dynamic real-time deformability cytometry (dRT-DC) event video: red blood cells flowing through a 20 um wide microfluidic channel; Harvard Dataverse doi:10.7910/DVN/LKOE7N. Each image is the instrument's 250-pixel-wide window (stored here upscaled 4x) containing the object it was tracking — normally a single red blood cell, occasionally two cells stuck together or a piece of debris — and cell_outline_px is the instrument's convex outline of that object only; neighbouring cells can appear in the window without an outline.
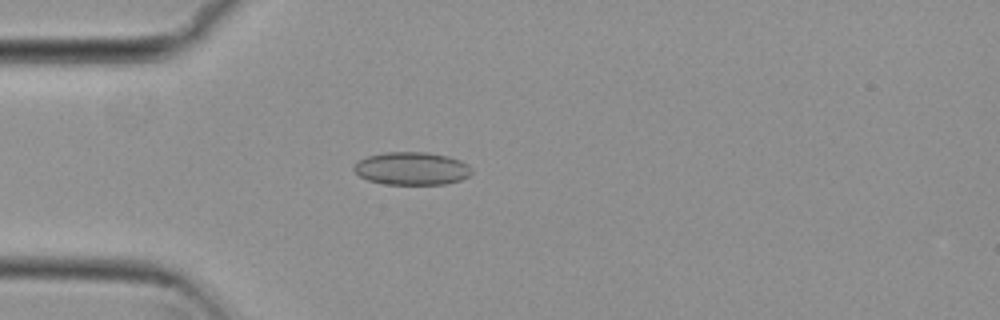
{"species": "common noctule bat (a hibernating species)", "species_latin": "Nyctalus noctula", "temperature_condition": "cold", "stored_images_in_passage": 48, "camera_frame_rate_fps": 3000, "um_per_image_px": 0.085, "animal": {"sex": "female", "body_mass_g": 29.2, "forearm_length_mm": 56.3}, "frame": {"image": 1, "passage_image": 9, "time_ms": 2.667, "image_size_px": [1000, 320], "cell_outline_px": [[472, 172], [468, 176], [460, 180], [444, 184], [384, 184], [368, 180], [360, 176], [352, 168], [352, 164], [368, 156], [384, 152], [428, 152], [448, 156], [460, 160], [468, 164], [472, 168]], "centroid_in_image_um": [35.0, 14.32], "position_along_channel_um": 50.0, "area_um2": 22.66}}
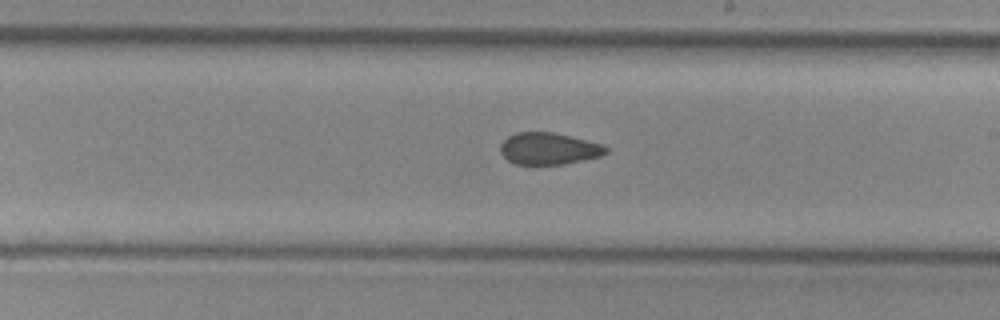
{"frame": {"image": 2, "passage_image": 25, "time_ms": 8.0, "image_size_px": [1000, 320], "cell_outline_px": [[608, 152], [600, 156], [564, 164], [532, 168], [516, 164], [508, 160], [500, 152], [500, 144], [508, 136], [516, 132], [552, 132], [600, 144], [608, 148]], "centroid_in_image_um": [46.57, 12.68], "position_along_channel_um": 242.4, "area_um2": 20.0}}
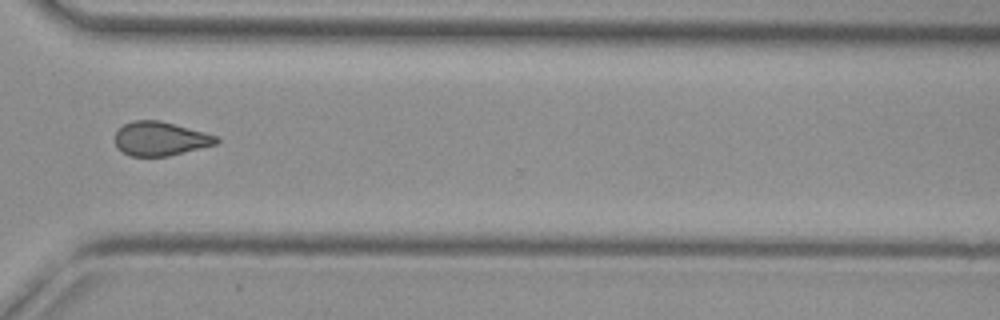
{"frame": {"image": 3, "passage_image": 34, "time_ms": 11.0, "image_size_px": [1000, 320], "cell_outline_px": [[220, 140], [216, 144], [168, 156], [132, 156], [124, 152], [116, 144], [116, 132], [124, 124], [132, 120], [160, 120], [204, 132], [216, 136]], "centroid_in_image_um": [13.63, 11.78], "position_along_channel_um": 357.0, "area_um2": 19.77}, "authors_computed_cell_mechanics": {"area_um2": 20.4901, "velocity_mm_per_s": 3.812, "shape_relaxation_time_tau1_ms": null, "shape_relaxation_time_tau2_ms": 2.5323, "deformation_change_tau1": null, "deformation_change_tau2": 0.074}}